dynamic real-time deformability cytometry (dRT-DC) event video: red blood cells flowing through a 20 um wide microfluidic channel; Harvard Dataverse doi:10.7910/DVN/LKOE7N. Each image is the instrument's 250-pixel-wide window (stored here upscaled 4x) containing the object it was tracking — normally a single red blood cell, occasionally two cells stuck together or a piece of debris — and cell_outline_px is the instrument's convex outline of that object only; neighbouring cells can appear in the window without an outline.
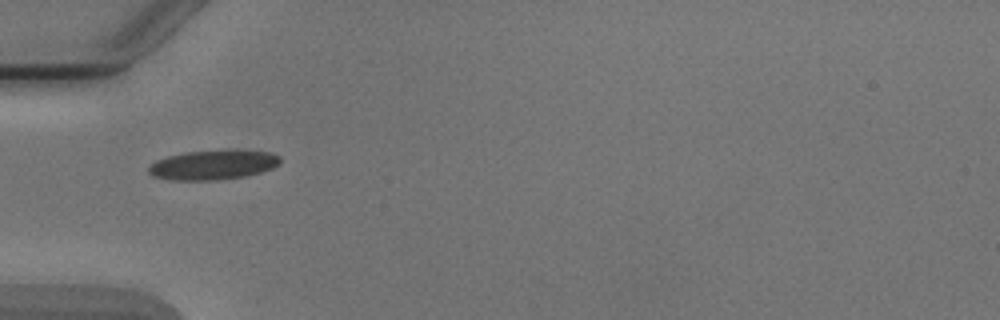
{"species": "Egyptian fruit bat (a non-hibernating species)", "species_latin": "Rousettus aegyptiacus", "temperature_condition": "cold", "stored_images_in_passage": 4, "camera_frame_rate_fps": 3000, "um_per_image_px": 0.085, "animal": {"sex": "male"}, "frame": {"image": 1, "passage_image": 1, "time_ms": 0.0, "image_size_px": [1000, 320], "cell_outline_px": [[280, 164], [272, 168], [260, 172], [244, 176], [216, 180], [172, 180], [152, 176], [148, 172], [148, 168], [156, 160], [168, 156], [184, 152], [272, 152], [280, 156]], "centroid_in_image_um": [18.07, 14.05], "position_along_channel_um": 66.9, "area_um2": 21.91}}
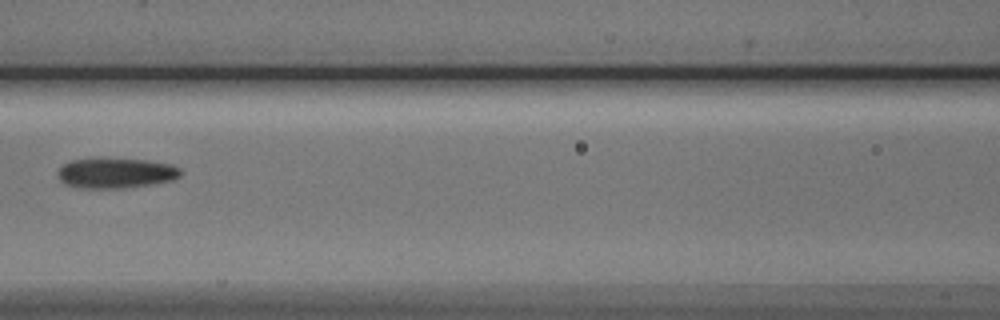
{"frame": {"image": 2, "passage_image": 3, "time_ms": 2.333, "image_size_px": [1000, 320], "cell_outline_px": [[184, 172], [180, 176], [172, 180], [152, 184], [116, 188], [84, 188], [64, 184], [60, 180], [56, 172], [64, 164], [72, 160], [88, 156], [100, 156], [148, 160], [172, 164], [180, 168]], "centroid_in_image_um": [9.83, 14.66], "position_along_channel_um": 156.8, "area_um2": 22.43}}
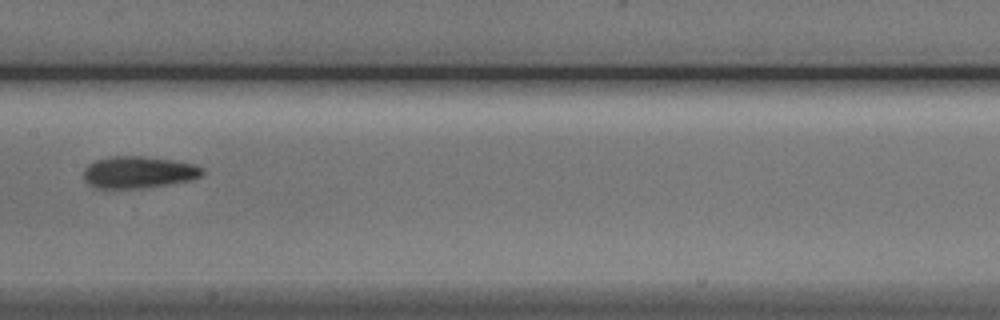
{"frame": {"image": 3, "passage_image": 4, "time_ms": 3.333, "image_size_px": [1000, 320], "cell_outline_px": [[204, 172], [200, 176], [192, 180], [144, 188], [96, 188], [88, 184], [84, 180], [84, 168], [88, 164], [96, 160], [112, 156], [144, 156], [176, 160], [196, 164], [204, 168]], "centroid_in_image_um": [11.8, 14.63], "position_along_channel_um": 195.6, "area_um2": 22.31}}